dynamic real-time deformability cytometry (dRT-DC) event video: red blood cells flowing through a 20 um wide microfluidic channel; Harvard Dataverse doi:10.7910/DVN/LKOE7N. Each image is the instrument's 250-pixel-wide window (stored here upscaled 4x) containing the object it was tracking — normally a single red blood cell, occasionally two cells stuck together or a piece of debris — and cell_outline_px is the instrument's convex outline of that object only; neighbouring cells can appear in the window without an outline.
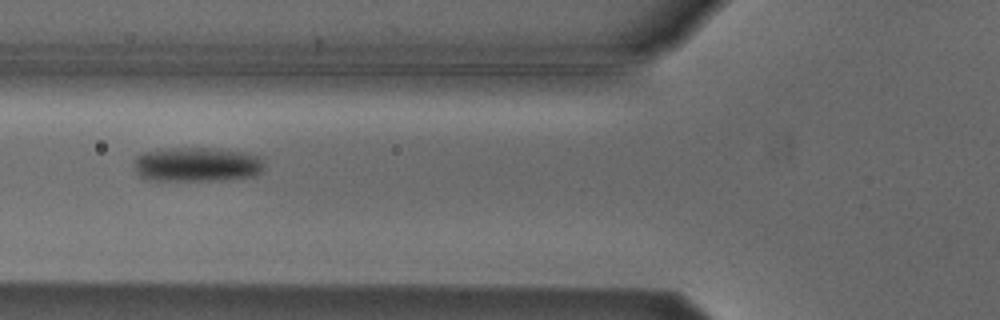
{"species": "Egyptian fruit bat (a non-hibernating species)", "species_latin": "Rousettus aegyptiacus", "temperature_condition": "cold", "stored_images_in_passage": 3, "camera_frame_rate_fps": 3000, "um_per_image_px": 0.085, "animal": {"sex": "male"}, "frame": {"image": 1, "passage_image": 3, "time_ms": 2.333, "image_size_px": [1000, 320], "cell_outline_px": [[264, 168], [256, 176], [228, 180], [156, 180], [140, 176], [136, 172], [132, 164], [136, 156], [144, 152], [168, 148], [216, 148], [244, 152], [260, 156], [264, 160]], "centroid_in_image_um": [16.78, 13.97], "position_along_channel_um": 109.0, "area_um2": 26.47}}